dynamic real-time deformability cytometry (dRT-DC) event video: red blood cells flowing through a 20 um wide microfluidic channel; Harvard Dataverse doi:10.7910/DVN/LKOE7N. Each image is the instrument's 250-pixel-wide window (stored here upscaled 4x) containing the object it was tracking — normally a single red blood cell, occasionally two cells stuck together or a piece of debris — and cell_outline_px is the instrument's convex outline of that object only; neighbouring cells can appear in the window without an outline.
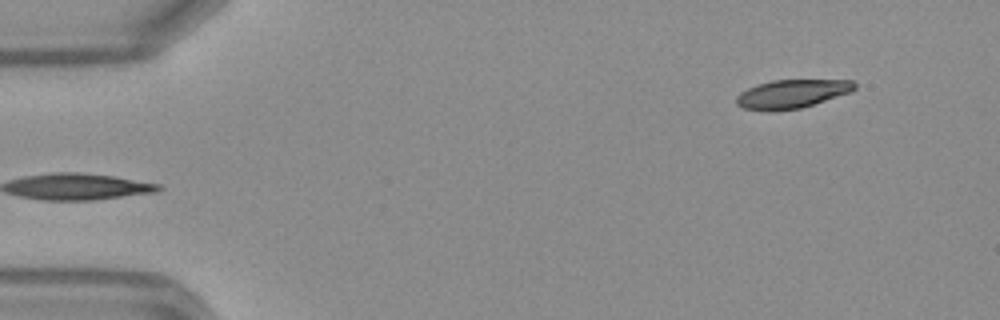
{"species": "Egyptian fruit bat (a non-hibernating species)", "species_latin": "Rousettus aegyptiacus", "temperature_condition": "warm", "stored_images_in_passage": 45, "camera_frame_rate_fps": 3000, "um_per_image_px": 0.085, "frame": {"image": 1, "passage_image": 1, "time_ms": 0.0, "image_size_px": [1000, 320], "cell_outline_px": [[856, 88], [852, 92], [800, 108], [768, 112], [744, 108], [736, 104], [736, 96], [740, 92], [756, 84], [772, 80], [852, 80], [856, 84]], "centroid_in_image_um": [67.29, 7.98], "position_along_channel_um": 17.7, "area_um2": 19.83}}
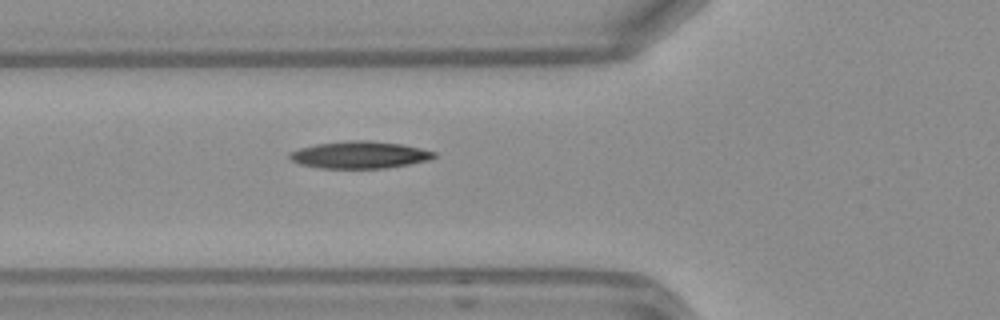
{"frame": {"image": 2, "passage_image": 14, "time_ms": 4.333, "image_size_px": [1000, 320], "cell_outline_px": [[436, 156], [428, 160], [408, 164], [384, 168], [320, 168], [300, 164], [292, 160], [288, 156], [288, 152], [300, 148], [316, 144], [348, 140], [372, 140], [400, 144], [420, 148], [436, 152]], "centroid_in_image_um": [30.54, 13.15], "position_along_channel_um": 95.3, "area_um2": 22.77}}
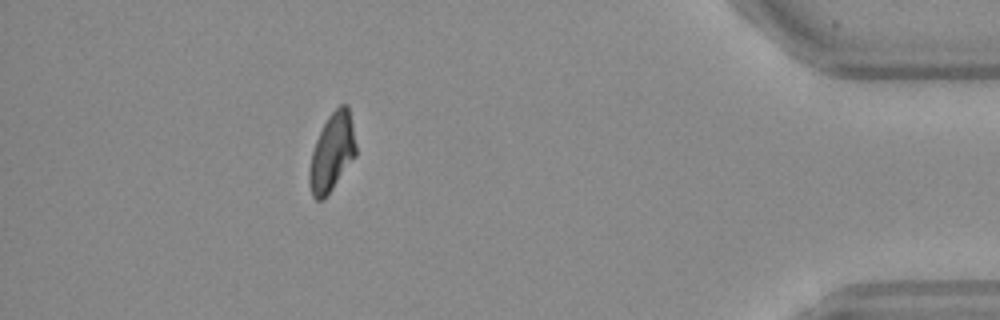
{"frame": {"image": 3, "passage_image": 40, "time_ms": 13.0, "image_size_px": [1000, 320], "cell_outline_px": [[356, 156], [324, 200], [316, 200], [312, 196], [308, 184], [308, 168], [312, 152], [316, 140], [328, 116], [340, 104], [348, 104], [356, 144]], "centroid_in_image_um": [28.2, 12.98], "position_along_channel_um": 407.0, "area_um2": 21.27}}